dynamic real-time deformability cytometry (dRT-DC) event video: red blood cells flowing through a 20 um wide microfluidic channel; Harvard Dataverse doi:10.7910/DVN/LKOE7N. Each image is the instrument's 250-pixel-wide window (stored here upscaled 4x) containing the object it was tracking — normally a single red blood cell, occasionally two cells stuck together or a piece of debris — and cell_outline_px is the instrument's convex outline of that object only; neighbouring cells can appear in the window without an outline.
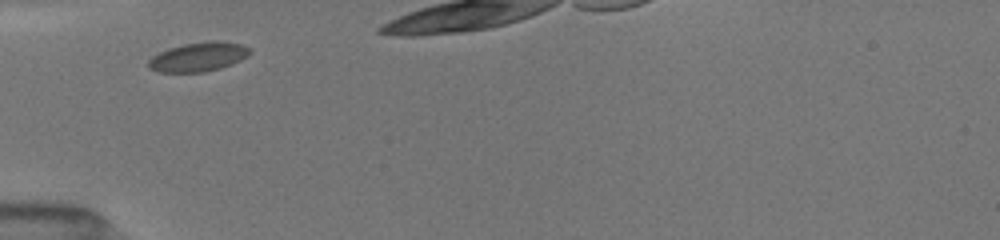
{"species": "common noctule bat (a hibernating species)", "species_latin": "Nyctalus noctula", "temperature_condition": "room temperature", "stored_images_in_passage": 9, "camera_frame_rate_fps": 3000, "um_per_image_px": 0.085, "animal": {"sex": "female", "body_mass_g": 19.5, "forearm_length_mm": 54.1}, "frame": {"image": 1, "passage_image": 1, "time_ms": 0.0, "image_size_px": [1000, 240], "cell_outline_px": [[252, 52], [248, 56], [232, 64], [220, 68], [204, 72], [156, 72], [148, 68], [148, 60], [152, 56], [168, 48], [184, 44], [240, 44], [252, 48]], "centroid_in_image_um": [16.8, 4.9], "position_along_channel_um": 68.2, "area_um2": 16.53}}
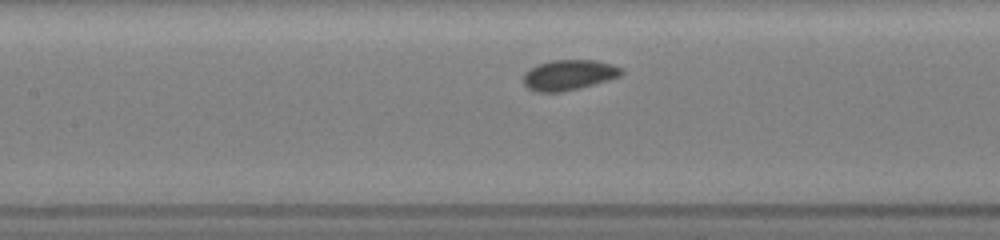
{"frame": {"image": 2, "passage_image": 7, "time_ms": 2.333, "image_size_px": [1000, 240], "cell_outline_px": [[624, 72], [620, 76], [608, 80], [560, 92], [536, 92], [528, 88], [524, 84], [524, 72], [536, 64], [552, 60], [596, 60], [612, 64], [620, 68]], "centroid_in_image_um": [48.32, 6.36], "position_along_channel_um": 159.1, "area_um2": 17.22}}